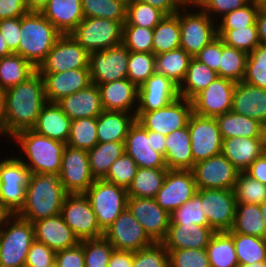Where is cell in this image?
Instances as JSON below:
<instances>
[{
	"instance_id": "cell-1",
	"label": "cell",
	"mask_w": 266,
	"mask_h": 267,
	"mask_svg": "<svg viewBox=\"0 0 266 267\" xmlns=\"http://www.w3.org/2000/svg\"><path fill=\"white\" fill-rule=\"evenodd\" d=\"M3 137L32 129L42 107L47 103L42 75L36 70L25 81L3 91Z\"/></svg>"
},
{
	"instance_id": "cell-2",
	"label": "cell",
	"mask_w": 266,
	"mask_h": 267,
	"mask_svg": "<svg viewBox=\"0 0 266 267\" xmlns=\"http://www.w3.org/2000/svg\"><path fill=\"white\" fill-rule=\"evenodd\" d=\"M66 194L59 175L31 174L24 206L17 215L31 223L58 215Z\"/></svg>"
},
{
	"instance_id": "cell-3",
	"label": "cell",
	"mask_w": 266,
	"mask_h": 267,
	"mask_svg": "<svg viewBox=\"0 0 266 267\" xmlns=\"http://www.w3.org/2000/svg\"><path fill=\"white\" fill-rule=\"evenodd\" d=\"M10 140L14 141L24 153L17 156L31 174L43 173L59 175L62 155L66 144L26 129L16 133ZM25 155V159L24 158Z\"/></svg>"
},
{
	"instance_id": "cell-4",
	"label": "cell",
	"mask_w": 266,
	"mask_h": 267,
	"mask_svg": "<svg viewBox=\"0 0 266 267\" xmlns=\"http://www.w3.org/2000/svg\"><path fill=\"white\" fill-rule=\"evenodd\" d=\"M61 35L41 12L29 11L21 17L19 55L37 69Z\"/></svg>"
},
{
	"instance_id": "cell-5",
	"label": "cell",
	"mask_w": 266,
	"mask_h": 267,
	"mask_svg": "<svg viewBox=\"0 0 266 267\" xmlns=\"http://www.w3.org/2000/svg\"><path fill=\"white\" fill-rule=\"evenodd\" d=\"M179 24L180 48L192 57L218 37L217 22L198 5H184L179 10Z\"/></svg>"
},
{
	"instance_id": "cell-6",
	"label": "cell",
	"mask_w": 266,
	"mask_h": 267,
	"mask_svg": "<svg viewBox=\"0 0 266 267\" xmlns=\"http://www.w3.org/2000/svg\"><path fill=\"white\" fill-rule=\"evenodd\" d=\"M34 240L33 223L13 214L2 228L0 267H25Z\"/></svg>"
},
{
	"instance_id": "cell-7",
	"label": "cell",
	"mask_w": 266,
	"mask_h": 267,
	"mask_svg": "<svg viewBox=\"0 0 266 267\" xmlns=\"http://www.w3.org/2000/svg\"><path fill=\"white\" fill-rule=\"evenodd\" d=\"M85 195L90 201L97 223L103 232L127 208V189L104 179L95 180Z\"/></svg>"
},
{
	"instance_id": "cell-8",
	"label": "cell",
	"mask_w": 266,
	"mask_h": 267,
	"mask_svg": "<svg viewBox=\"0 0 266 267\" xmlns=\"http://www.w3.org/2000/svg\"><path fill=\"white\" fill-rule=\"evenodd\" d=\"M124 23L105 18L84 17L70 34L90 54L121 44Z\"/></svg>"
},
{
	"instance_id": "cell-9",
	"label": "cell",
	"mask_w": 266,
	"mask_h": 267,
	"mask_svg": "<svg viewBox=\"0 0 266 267\" xmlns=\"http://www.w3.org/2000/svg\"><path fill=\"white\" fill-rule=\"evenodd\" d=\"M0 159V202L13 214H17L25 202L26 187L31 172L12 154Z\"/></svg>"
},
{
	"instance_id": "cell-10",
	"label": "cell",
	"mask_w": 266,
	"mask_h": 267,
	"mask_svg": "<svg viewBox=\"0 0 266 267\" xmlns=\"http://www.w3.org/2000/svg\"><path fill=\"white\" fill-rule=\"evenodd\" d=\"M192 113L191 100L179 96L158 110L136 111V121L147 130L167 136L186 127Z\"/></svg>"
},
{
	"instance_id": "cell-11",
	"label": "cell",
	"mask_w": 266,
	"mask_h": 267,
	"mask_svg": "<svg viewBox=\"0 0 266 267\" xmlns=\"http://www.w3.org/2000/svg\"><path fill=\"white\" fill-rule=\"evenodd\" d=\"M60 214L79 241L104 236L85 193L66 194Z\"/></svg>"
},
{
	"instance_id": "cell-12",
	"label": "cell",
	"mask_w": 266,
	"mask_h": 267,
	"mask_svg": "<svg viewBox=\"0 0 266 267\" xmlns=\"http://www.w3.org/2000/svg\"><path fill=\"white\" fill-rule=\"evenodd\" d=\"M81 68H89V53L71 34H62L37 71L39 73H58Z\"/></svg>"
},
{
	"instance_id": "cell-13",
	"label": "cell",
	"mask_w": 266,
	"mask_h": 267,
	"mask_svg": "<svg viewBox=\"0 0 266 267\" xmlns=\"http://www.w3.org/2000/svg\"><path fill=\"white\" fill-rule=\"evenodd\" d=\"M130 51L121 43L89 54V72L93 84L127 78Z\"/></svg>"
},
{
	"instance_id": "cell-14",
	"label": "cell",
	"mask_w": 266,
	"mask_h": 267,
	"mask_svg": "<svg viewBox=\"0 0 266 267\" xmlns=\"http://www.w3.org/2000/svg\"><path fill=\"white\" fill-rule=\"evenodd\" d=\"M59 179L67 194L85 193L95 181L90 170L88 151L66 145Z\"/></svg>"
},
{
	"instance_id": "cell-15",
	"label": "cell",
	"mask_w": 266,
	"mask_h": 267,
	"mask_svg": "<svg viewBox=\"0 0 266 267\" xmlns=\"http://www.w3.org/2000/svg\"><path fill=\"white\" fill-rule=\"evenodd\" d=\"M197 191L192 170L168 169L163 185L154 199L162 209L171 214L190 200Z\"/></svg>"
},
{
	"instance_id": "cell-16",
	"label": "cell",
	"mask_w": 266,
	"mask_h": 267,
	"mask_svg": "<svg viewBox=\"0 0 266 267\" xmlns=\"http://www.w3.org/2000/svg\"><path fill=\"white\" fill-rule=\"evenodd\" d=\"M201 202L209 227L215 232L232 229L236 212L233 189H201Z\"/></svg>"
},
{
	"instance_id": "cell-17",
	"label": "cell",
	"mask_w": 266,
	"mask_h": 267,
	"mask_svg": "<svg viewBox=\"0 0 266 267\" xmlns=\"http://www.w3.org/2000/svg\"><path fill=\"white\" fill-rule=\"evenodd\" d=\"M188 129L195 163L221 153L223 139L215 117L192 113Z\"/></svg>"
},
{
	"instance_id": "cell-18",
	"label": "cell",
	"mask_w": 266,
	"mask_h": 267,
	"mask_svg": "<svg viewBox=\"0 0 266 267\" xmlns=\"http://www.w3.org/2000/svg\"><path fill=\"white\" fill-rule=\"evenodd\" d=\"M236 82L217 77L206 89L191 99L193 113L204 117H217L232 109Z\"/></svg>"
},
{
	"instance_id": "cell-19",
	"label": "cell",
	"mask_w": 266,
	"mask_h": 267,
	"mask_svg": "<svg viewBox=\"0 0 266 267\" xmlns=\"http://www.w3.org/2000/svg\"><path fill=\"white\" fill-rule=\"evenodd\" d=\"M104 237L115 250L134 252L154 243L128 208L104 231Z\"/></svg>"
},
{
	"instance_id": "cell-20",
	"label": "cell",
	"mask_w": 266,
	"mask_h": 267,
	"mask_svg": "<svg viewBox=\"0 0 266 267\" xmlns=\"http://www.w3.org/2000/svg\"><path fill=\"white\" fill-rule=\"evenodd\" d=\"M192 171L198 189H234L240 172L222 153L196 162Z\"/></svg>"
},
{
	"instance_id": "cell-21",
	"label": "cell",
	"mask_w": 266,
	"mask_h": 267,
	"mask_svg": "<svg viewBox=\"0 0 266 267\" xmlns=\"http://www.w3.org/2000/svg\"><path fill=\"white\" fill-rule=\"evenodd\" d=\"M127 208L154 243H161L165 239L170 214L154 198L128 197Z\"/></svg>"
},
{
	"instance_id": "cell-22",
	"label": "cell",
	"mask_w": 266,
	"mask_h": 267,
	"mask_svg": "<svg viewBox=\"0 0 266 267\" xmlns=\"http://www.w3.org/2000/svg\"><path fill=\"white\" fill-rule=\"evenodd\" d=\"M178 97V85L166 76L155 72L138 87L136 111L158 110L167 106Z\"/></svg>"
},
{
	"instance_id": "cell-23",
	"label": "cell",
	"mask_w": 266,
	"mask_h": 267,
	"mask_svg": "<svg viewBox=\"0 0 266 267\" xmlns=\"http://www.w3.org/2000/svg\"><path fill=\"white\" fill-rule=\"evenodd\" d=\"M40 74L44 81L47 102H57L61 98L82 90L92 83L89 68Z\"/></svg>"
},
{
	"instance_id": "cell-24",
	"label": "cell",
	"mask_w": 266,
	"mask_h": 267,
	"mask_svg": "<svg viewBox=\"0 0 266 267\" xmlns=\"http://www.w3.org/2000/svg\"><path fill=\"white\" fill-rule=\"evenodd\" d=\"M103 110L136 115L138 86L128 78L98 85Z\"/></svg>"
},
{
	"instance_id": "cell-25",
	"label": "cell",
	"mask_w": 266,
	"mask_h": 267,
	"mask_svg": "<svg viewBox=\"0 0 266 267\" xmlns=\"http://www.w3.org/2000/svg\"><path fill=\"white\" fill-rule=\"evenodd\" d=\"M148 130L135 121L125 139V153L140 168H167L164 156L149 146Z\"/></svg>"
},
{
	"instance_id": "cell-26",
	"label": "cell",
	"mask_w": 266,
	"mask_h": 267,
	"mask_svg": "<svg viewBox=\"0 0 266 267\" xmlns=\"http://www.w3.org/2000/svg\"><path fill=\"white\" fill-rule=\"evenodd\" d=\"M33 226L35 240L44 243L55 252L80 243L61 214L33 222Z\"/></svg>"
},
{
	"instance_id": "cell-27",
	"label": "cell",
	"mask_w": 266,
	"mask_h": 267,
	"mask_svg": "<svg viewBox=\"0 0 266 267\" xmlns=\"http://www.w3.org/2000/svg\"><path fill=\"white\" fill-rule=\"evenodd\" d=\"M215 231L209 226L169 223L161 242L166 249H206Z\"/></svg>"
},
{
	"instance_id": "cell-28",
	"label": "cell",
	"mask_w": 266,
	"mask_h": 267,
	"mask_svg": "<svg viewBox=\"0 0 266 267\" xmlns=\"http://www.w3.org/2000/svg\"><path fill=\"white\" fill-rule=\"evenodd\" d=\"M231 111L256 119L266 127V89L237 82Z\"/></svg>"
},
{
	"instance_id": "cell-29",
	"label": "cell",
	"mask_w": 266,
	"mask_h": 267,
	"mask_svg": "<svg viewBox=\"0 0 266 267\" xmlns=\"http://www.w3.org/2000/svg\"><path fill=\"white\" fill-rule=\"evenodd\" d=\"M56 103L71 120L98 117L103 111L98 85L93 83Z\"/></svg>"
},
{
	"instance_id": "cell-30",
	"label": "cell",
	"mask_w": 266,
	"mask_h": 267,
	"mask_svg": "<svg viewBox=\"0 0 266 267\" xmlns=\"http://www.w3.org/2000/svg\"><path fill=\"white\" fill-rule=\"evenodd\" d=\"M266 151V138L232 137L223 139L221 153L240 172Z\"/></svg>"
},
{
	"instance_id": "cell-31",
	"label": "cell",
	"mask_w": 266,
	"mask_h": 267,
	"mask_svg": "<svg viewBox=\"0 0 266 267\" xmlns=\"http://www.w3.org/2000/svg\"><path fill=\"white\" fill-rule=\"evenodd\" d=\"M71 119L56 102H47L38 115L32 128L36 133L67 144L70 135Z\"/></svg>"
},
{
	"instance_id": "cell-32",
	"label": "cell",
	"mask_w": 266,
	"mask_h": 267,
	"mask_svg": "<svg viewBox=\"0 0 266 267\" xmlns=\"http://www.w3.org/2000/svg\"><path fill=\"white\" fill-rule=\"evenodd\" d=\"M41 13L62 34H70L84 19L81 0H49Z\"/></svg>"
},
{
	"instance_id": "cell-33",
	"label": "cell",
	"mask_w": 266,
	"mask_h": 267,
	"mask_svg": "<svg viewBox=\"0 0 266 267\" xmlns=\"http://www.w3.org/2000/svg\"><path fill=\"white\" fill-rule=\"evenodd\" d=\"M164 159L167 169L192 170L194 168L188 125L166 136Z\"/></svg>"
},
{
	"instance_id": "cell-34",
	"label": "cell",
	"mask_w": 266,
	"mask_h": 267,
	"mask_svg": "<svg viewBox=\"0 0 266 267\" xmlns=\"http://www.w3.org/2000/svg\"><path fill=\"white\" fill-rule=\"evenodd\" d=\"M136 115L128 112L103 110L97 117L98 143L125 142Z\"/></svg>"
},
{
	"instance_id": "cell-35",
	"label": "cell",
	"mask_w": 266,
	"mask_h": 267,
	"mask_svg": "<svg viewBox=\"0 0 266 267\" xmlns=\"http://www.w3.org/2000/svg\"><path fill=\"white\" fill-rule=\"evenodd\" d=\"M222 139L232 137L266 138V127L258 120L235 112L215 117Z\"/></svg>"
},
{
	"instance_id": "cell-36",
	"label": "cell",
	"mask_w": 266,
	"mask_h": 267,
	"mask_svg": "<svg viewBox=\"0 0 266 267\" xmlns=\"http://www.w3.org/2000/svg\"><path fill=\"white\" fill-rule=\"evenodd\" d=\"M217 77V72L193 57L182 83L178 86L179 96L191 100Z\"/></svg>"
},
{
	"instance_id": "cell-37",
	"label": "cell",
	"mask_w": 266,
	"mask_h": 267,
	"mask_svg": "<svg viewBox=\"0 0 266 267\" xmlns=\"http://www.w3.org/2000/svg\"><path fill=\"white\" fill-rule=\"evenodd\" d=\"M206 250L210 267H239L233 233L230 231L215 232Z\"/></svg>"
},
{
	"instance_id": "cell-38",
	"label": "cell",
	"mask_w": 266,
	"mask_h": 267,
	"mask_svg": "<svg viewBox=\"0 0 266 267\" xmlns=\"http://www.w3.org/2000/svg\"><path fill=\"white\" fill-rule=\"evenodd\" d=\"M124 153L125 142L97 143L88 150L90 170L94 179H104L112 163Z\"/></svg>"
},
{
	"instance_id": "cell-39",
	"label": "cell",
	"mask_w": 266,
	"mask_h": 267,
	"mask_svg": "<svg viewBox=\"0 0 266 267\" xmlns=\"http://www.w3.org/2000/svg\"><path fill=\"white\" fill-rule=\"evenodd\" d=\"M167 168H140L127 188L128 197L154 198L163 185Z\"/></svg>"
},
{
	"instance_id": "cell-40",
	"label": "cell",
	"mask_w": 266,
	"mask_h": 267,
	"mask_svg": "<svg viewBox=\"0 0 266 267\" xmlns=\"http://www.w3.org/2000/svg\"><path fill=\"white\" fill-rule=\"evenodd\" d=\"M37 69L17 53L0 58V90L16 86L30 77Z\"/></svg>"
},
{
	"instance_id": "cell-41",
	"label": "cell",
	"mask_w": 266,
	"mask_h": 267,
	"mask_svg": "<svg viewBox=\"0 0 266 267\" xmlns=\"http://www.w3.org/2000/svg\"><path fill=\"white\" fill-rule=\"evenodd\" d=\"M192 58L182 48L155 55L156 73L166 76L179 86Z\"/></svg>"
},
{
	"instance_id": "cell-42",
	"label": "cell",
	"mask_w": 266,
	"mask_h": 267,
	"mask_svg": "<svg viewBox=\"0 0 266 267\" xmlns=\"http://www.w3.org/2000/svg\"><path fill=\"white\" fill-rule=\"evenodd\" d=\"M180 48L179 11L165 16L153 29V53L159 55Z\"/></svg>"
},
{
	"instance_id": "cell-43",
	"label": "cell",
	"mask_w": 266,
	"mask_h": 267,
	"mask_svg": "<svg viewBox=\"0 0 266 267\" xmlns=\"http://www.w3.org/2000/svg\"><path fill=\"white\" fill-rule=\"evenodd\" d=\"M260 204L236 203L235 219L231 233L264 238V221Z\"/></svg>"
},
{
	"instance_id": "cell-44",
	"label": "cell",
	"mask_w": 266,
	"mask_h": 267,
	"mask_svg": "<svg viewBox=\"0 0 266 267\" xmlns=\"http://www.w3.org/2000/svg\"><path fill=\"white\" fill-rule=\"evenodd\" d=\"M239 267L254 262H266V240L261 237L233 233Z\"/></svg>"
},
{
	"instance_id": "cell-45",
	"label": "cell",
	"mask_w": 266,
	"mask_h": 267,
	"mask_svg": "<svg viewBox=\"0 0 266 267\" xmlns=\"http://www.w3.org/2000/svg\"><path fill=\"white\" fill-rule=\"evenodd\" d=\"M248 54L242 50L226 45L222 40V55L220 56L219 77L234 82L243 80Z\"/></svg>"
},
{
	"instance_id": "cell-46",
	"label": "cell",
	"mask_w": 266,
	"mask_h": 267,
	"mask_svg": "<svg viewBox=\"0 0 266 267\" xmlns=\"http://www.w3.org/2000/svg\"><path fill=\"white\" fill-rule=\"evenodd\" d=\"M97 143V117L71 120L70 135L66 145L88 151Z\"/></svg>"
},
{
	"instance_id": "cell-47",
	"label": "cell",
	"mask_w": 266,
	"mask_h": 267,
	"mask_svg": "<svg viewBox=\"0 0 266 267\" xmlns=\"http://www.w3.org/2000/svg\"><path fill=\"white\" fill-rule=\"evenodd\" d=\"M266 0H250L246 5L229 12L217 22L218 30H234L256 26V16Z\"/></svg>"
},
{
	"instance_id": "cell-48",
	"label": "cell",
	"mask_w": 266,
	"mask_h": 267,
	"mask_svg": "<svg viewBox=\"0 0 266 267\" xmlns=\"http://www.w3.org/2000/svg\"><path fill=\"white\" fill-rule=\"evenodd\" d=\"M84 17L126 22L127 6L117 0H81Z\"/></svg>"
},
{
	"instance_id": "cell-49",
	"label": "cell",
	"mask_w": 266,
	"mask_h": 267,
	"mask_svg": "<svg viewBox=\"0 0 266 267\" xmlns=\"http://www.w3.org/2000/svg\"><path fill=\"white\" fill-rule=\"evenodd\" d=\"M236 203L262 204L266 201V185L239 172L234 186Z\"/></svg>"
},
{
	"instance_id": "cell-50",
	"label": "cell",
	"mask_w": 266,
	"mask_h": 267,
	"mask_svg": "<svg viewBox=\"0 0 266 267\" xmlns=\"http://www.w3.org/2000/svg\"><path fill=\"white\" fill-rule=\"evenodd\" d=\"M165 16L163 12L151 5L136 0L127 6L126 22L123 26H140L154 29Z\"/></svg>"
},
{
	"instance_id": "cell-51",
	"label": "cell",
	"mask_w": 266,
	"mask_h": 267,
	"mask_svg": "<svg viewBox=\"0 0 266 267\" xmlns=\"http://www.w3.org/2000/svg\"><path fill=\"white\" fill-rule=\"evenodd\" d=\"M242 81L266 89V43H260L248 54Z\"/></svg>"
},
{
	"instance_id": "cell-52",
	"label": "cell",
	"mask_w": 266,
	"mask_h": 267,
	"mask_svg": "<svg viewBox=\"0 0 266 267\" xmlns=\"http://www.w3.org/2000/svg\"><path fill=\"white\" fill-rule=\"evenodd\" d=\"M175 224H196L208 226L206 215L202 210L201 189L188 201L170 214V222Z\"/></svg>"
},
{
	"instance_id": "cell-53",
	"label": "cell",
	"mask_w": 266,
	"mask_h": 267,
	"mask_svg": "<svg viewBox=\"0 0 266 267\" xmlns=\"http://www.w3.org/2000/svg\"><path fill=\"white\" fill-rule=\"evenodd\" d=\"M82 247L85 267H107L115 250L104 236L82 240Z\"/></svg>"
},
{
	"instance_id": "cell-54",
	"label": "cell",
	"mask_w": 266,
	"mask_h": 267,
	"mask_svg": "<svg viewBox=\"0 0 266 267\" xmlns=\"http://www.w3.org/2000/svg\"><path fill=\"white\" fill-rule=\"evenodd\" d=\"M218 36L223 42L247 54L251 53L259 44L257 26H248L234 30H218Z\"/></svg>"
},
{
	"instance_id": "cell-55",
	"label": "cell",
	"mask_w": 266,
	"mask_h": 267,
	"mask_svg": "<svg viewBox=\"0 0 266 267\" xmlns=\"http://www.w3.org/2000/svg\"><path fill=\"white\" fill-rule=\"evenodd\" d=\"M156 72L155 54L130 52L127 78L138 87Z\"/></svg>"
},
{
	"instance_id": "cell-56",
	"label": "cell",
	"mask_w": 266,
	"mask_h": 267,
	"mask_svg": "<svg viewBox=\"0 0 266 267\" xmlns=\"http://www.w3.org/2000/svg\"><path fill=\"white\" fill-rule=\"evenodd\" d=\"M122 44L130 52L153 53V29L123 26Z\"/></svg>"
},
{
	"instance_id": "cell-57",
	"label": "cell",
	"mask_w": 266,
	"mask_h": 267,
	"mask_svg": "<svg viewBox=\"0 0 266 267\" xmlns=\"http://www.w3.org/2000/svg\"><path fill=\"white\" fill-rule=\"evenodd\" d=\"M137 169L138 166L134 159L124 153L112 163L104 180L127 189L134 179Z\"/></svg>"
},
{
	"instance_id": "cell-58",
	"label": "cell",
	"mask_w": 266,
	"mask_h": 267,
	"mask_svg": "<svg viewBox=\"0 0 266 267\" xmlns=\"http://www.w3.org/2000/svg\"><path fill=\"white\" fill-rule=\"evenodd\" d=\"M169 267H210L206 249H167Z\"/></svg>"
},
{
	"instance_id": "cell-59",
	"label": "cell",
	"mask_w": 266,
	"mask_h": 267,
	"mask_svg": "<svg viewBox=\"0 0 266 267\" xmlns=\"http://www.w3.org/2000/svg\"><path fill=\"white\" fill-rule=\"evenodd\" d=\"M132 267H169V254L162 243L133 252Z\"/></svg>"
},
{
	"instance_id": "cell-60",
	"label": "cell",
	"mask_w": 266,
	"mask_h": 267,
	"mask_svg": "<svg viewBox=\"0 0 266 267\" xmlns=\"http://www.w3.org/2000/svg\"><path fill=\"white\" fill-rule=\"evenodd\" d=\"M250 0H200L197 4L215 22L231 11L246 5Z\"/></svg>"
},
{
	"instance_id": "cell-61",
	"label": "cell",
	"mask_w": 266,
	"mask_h": 267,
	"mask_svg": "<svg viewBox=\"0 0 266 267\" xmlns=\"http://www.w3.org/2000/svg\"><path fill=\"white\" fill-rule=\"evenodd\" d=\"M55 251L34 240L28 251L25 267H46L55 261Z\"/></svg>"
},
{
	"instance_id": "cell-62",
	"label": "cell",
	"mask_w": 266,
	"mask_h": 267,
	"mask_svg": "<svg viewBox=\"0 0 266 267\" xmlns=\"http://www.w3.org/2000/svg\"><path fill=\"white\" fill-rule=\"evenodd\" d=\"M221 55L222 39L218 36L210 44L206 45L198 54H196L194 58L217 72L219 77V63Z\"/></svg>"
},
{
	"instance_id": "cell-63",
	"label": "cell",
	"mask_w": 266,
	"mask_h": 267,
	"mask_svg": "<svg viewBox=\"0 0 266 267\" xmlns=\"http://www.w3.org/2000/svg\"><path fill=\"white\" fill-rule=\"evenodd\" d=\"M21 17L0 20V32L13 53L19 54Z\"/></svg>"
},
{
	"instance_id": "cell-64",
	"label": "cell",
	"mask_w": 266,
	"mask_h": 267,
	"mask_svg": "<svg viewBox=\"0 0 266 267\" xmlns=\"http://www.w3.org/2000/svg\"><path fill=\"white\" fill-rule=\"evenodd\" d=\"M55 262L58 267H85L82 241L74 247L56 251Z\"/></svg>"
},
{
	"instance_id": "cell-65",
	"label": "cell",
	"mask_w": 266,
	"mask_h": 267,
	"mask_svg": "<svg viewBox=\"0 0 266 267\" xmlns=\"http://www.w3.org/2000/svg\"><path fill=\"white\" fill-rule=\"evenodd\" d=\"M27 12V0H0V20L19 18Z\"/></svg>"
},
{
	"instance_id": "cell-66",
	"label": "cell",
	"mask_w": 266,
	"mask_h": 267,
	"mask_svg": "<svg viewBox=\"0 0 266 267\" xmlns=\"http://www.w3.org/2000/svg\"><path fill=\"white\" fill-rule=\"evenodd\" d=\"M244 172L266 185V151L257 157Z\"/></svg>"
},
{
	"instance_id": "cell-67",
	"label": "cell",
	"mask_w": 266,
	"mask_h": 267,
	"mask_svg": "<svg viewBox=\"0 0 266 267\" xmlns=\"http://www.w3.org/2000/svg\"><path fill=\"white\" fill-rule=\"evenodd\" d=\"M163 12L166 16L176 14L184 5L179 0H139Z\"/></svg>"
},
{
	"instance_id": "cell-68",
	"label": "cell",
	"mask_w": 266,
	"mask_h": 267,
	"mask_svg": "<svg viewBox=\"0 0 266 267\" xmlns=\"http://www.w3.org/2000/svg\"><path fill=\"white\" fill-rule=\"evenodd\" d=\"M133 251L114 250L107 267H132Z\"/></svg>"
},
{
	"instance_id": "cell-69",
	"label": "cell",
	"mask_w": 266,
	"mask_h": 267,
	"mask_svg": "<svg viewBox=\"0 0 266 267\" xmlns=\"http://www.w3.org/2000/svg\"><path fill=\"white\" fill-rule=\"evenodd\" d=\"M256 26L260 43H266V1L257 13Z\"/></svg>"
},
{
	"instance_id": "cell-70",
	"label": "cell",
	"mask_w": 266,
	"mask_h": 267,
	"mask_svg": "<svg viewBox=\"0 0 266 267\" xmlns=\"http://www.w3.org/2000/svg\"><path fill=\"white\" fill-rule=\"evenodd\" d=\"M148 137L150 138V143H151L149 147L155 150L156 152L161 153L164 156L166 136L148 130Z\"/></svg>"
},
{
	"instance_id": "cell-71",
	"label": "cell",
	"mask_w": 266,
	"mask_h": 267,
	"mask_svg": "<svg viewBox=\"0 0 266 267\" xmlns=\"http://www.w3.org/2000/svg\"><path fill=\"white\" fill-rule=\"evenodd\" d=\"M49 0H27L28 11L41 12Z\"/></svg>"
},
{
	"instance_id": "cell-72",
	"label": "cell",
	"mask_w": 266,
	"mask_h": 267,
	"mask_svg": "<svg viewBox=\"0 0 266 267\" xmlns=\"http://www.w3.org/2000/svg\"><path fill=\"white\" fill-rule=\"evenodd\" d=\"M13 213L0 202V228H3Z\"/></svg>"
},
{
	"instance_id": "cell-73",
	"label": "cell",
	"mask_w": 266,
	"mask_h": 267,
	"mask_svg": "<svg viewBox=\"0 0 266 267\" xmlns=\"http://www.w3.org/2000/svg\"><path fill=\"white\" fill-rule=\"evenodd\" d=\"M3 125H4V95L3 91H0V137H3Z\"/></svg>"
},
{
	"instance_id": "cell-74",
	"label": "cell",
	"mask_w": 266,
	"mask_h": 267,
	"mask_svg": "<svg viewBox=\"0 0 266 267\" xmlns=\"http://www.w3.org/2000/svg\"><path fill=\"white\" fill-rule=\"evenodd\" d=\"M13 52L9 49L8 45L6 44L5 40L3 39V36L0 32V58H3L4 56L11 55Z\"/></svg>"
},
{
	"instance_id": "cell-75",
	"label": "cell",
	"mask_w": 266,
	"mask_h": 267,
	"mask_svg": "<svg viewBox=\"0 0 266 267\" xmlns=\"http://www.w3.org/2000/svg\"><path fill=\"white\" fill-rule=\"evenodd\" d=\"M260 212L264 219V239L266 240V201L260 204Z\"/></svg>"
},
{
	"instance_id": "cell-76",
	"label": "cell",
	"mask_w": 266,
	"mask_h": 267,
	"mask_svg": "<svg viewBox=\"0 0 266 267\" xmlns=\"http://www.w3.org/2000/svg\"><path fill=\"white\" fill-rule=\"evenodd\" d=\"M241 267H266V262H254L248 265H242Z\"/></svg>"
},
{
	"instance_id": "cell-77",
	"label": "cell",
	"mask_w": 266,
	"mask_h": 267,
	"mask_svg": "<svg viewBox=\"0 0 266 267\" xmlns=\"http://www.w3.org/2000/svg\"><path fill=\"white\" fill-rule=\"evenodd\" d=\"M183 5H197L200 0H179Z\"/></svg>"
},
{
	"instance_id": "cell-78",
	"label": "cell",
	"mask_w": 266,
	"mask_h": 267,
	"mask_svg": "<svg viewBox=\"0 0 266 267\" xmlns=\"http://www.w3.org/2000/svg\"><path fill=\"white\" fill-rule=\"evenodd\" d=\"M123 3L125 6H129L131 3H134L136 0H117Z\"/></svg>"
},
{
	"instance_id": "cell-79",
	"label": "cell",
	"mask_w": 266,
	"mask_h": 267,
	"mask_svg": "<svg viewBox=\"0 0 266 267\" xmlns=\"http://www.w3.org/2000/svg\"><path fill=\"white\" fill-rule=\"evenodd\" d=\"M46 267H58L56 262L54 261L53 263H51L50 265L46 266Z\"/></svg>"
},
{
	"instance_id": "cell-80",
	"label": "cell",
	"mask_w": 266,
	"mask_h": 267,
	"mask_svg": "<svg viewBox=\"0 0 266 267\" xmlns=\"http://www.w3.org/2000/svg\"><path fill=\"white\" fill-rule=\"evenodd\" d=\"M1 236H2V228H0V241H1Z\"/></svg>"
}]
</instances>
